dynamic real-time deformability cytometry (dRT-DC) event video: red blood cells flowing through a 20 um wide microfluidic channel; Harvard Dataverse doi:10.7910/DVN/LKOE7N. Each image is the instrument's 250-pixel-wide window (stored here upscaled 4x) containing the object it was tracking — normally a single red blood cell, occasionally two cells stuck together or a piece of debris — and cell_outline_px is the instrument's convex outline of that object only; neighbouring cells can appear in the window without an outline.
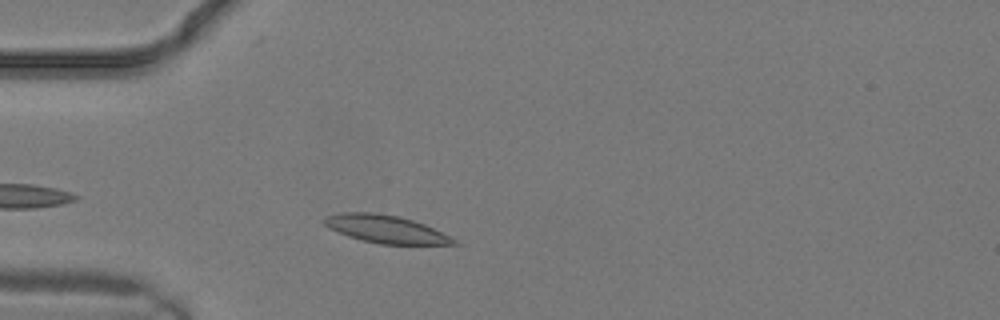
{"species": "common noctule bat (a hibernating species)", "species_latin": "Nyctalus noctula", "temperature_condition": "warm", "stored_images_in_passage": 7, "camera_frame_rate_fps": 3000, "um_per_image_px": 0.085, "animal": {"sex": "male", "body_mass_g": 19.2, "forearm_length_mm": 51.8}, "frame": {"image": 1, "passage_image": 3, "time_ms": 0.667, "image_size_px": [1000, 320], "cell_outline_px": [[460, 244], [380, 244], [360, 240], [348, 236], [328, 228], [324, 224], [324, 216], [340, 212], [372, 212], [400, 216], [424, 224], [456, 240]], "centroid_in_image_um": [32.72, 19.46], "position_along_channel_um": 52.3, "area_um2": 20.87}}
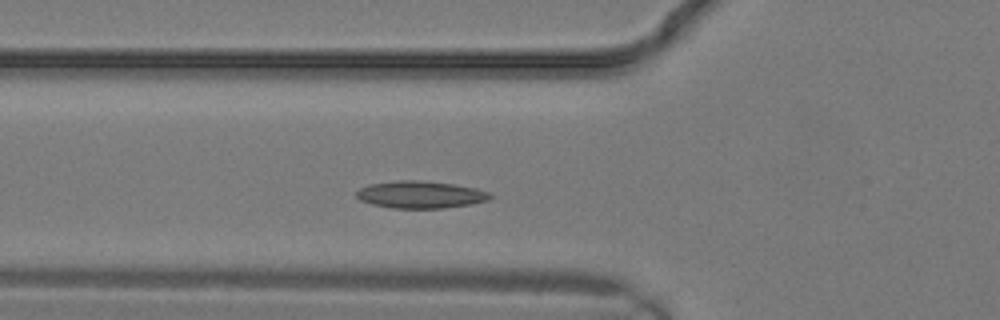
{"frame": {"image": 2, "passage_image": 5, "time_ms": 1.333, "image_size_px": [1000, 320], "cell_outline_px": [[492, 196], [488, 200], [468, 204], [444, 208], [392, 208], [372, 204], [360, 200], [356, 196], [356, 192], [360, 188], [368, 184], [400, 180], [420, 180], [452, 184], [476, 188], [488, 192]], "centroid_in_image_um": [35.7, 16.54], "position_along_channel_um": 90.1, "area_um2": 21.04}}
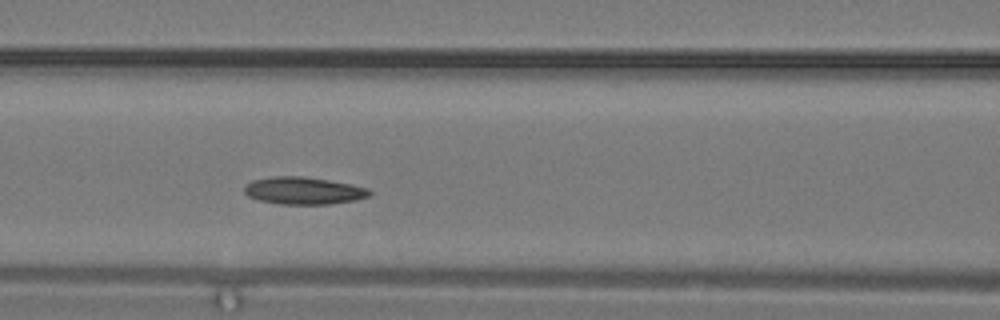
{"frame": {"image": 3, "passage_image": 7, "time_ms": 2.0, "image_size_px": [1000, 320], "cell_outline_px": [[372, 192], [368, 196], [352, 200], [328, 204], [280, 204], [260, 200], [248, 196], [244, 192], [244, 184], [252, 180], [272, 176], [304, 176], [352, 184], [368, 188]], "centroid_in_image_um": [25.76, 16.19], "position_along_channel_um": 140.8, "area_um2": 19.88}}